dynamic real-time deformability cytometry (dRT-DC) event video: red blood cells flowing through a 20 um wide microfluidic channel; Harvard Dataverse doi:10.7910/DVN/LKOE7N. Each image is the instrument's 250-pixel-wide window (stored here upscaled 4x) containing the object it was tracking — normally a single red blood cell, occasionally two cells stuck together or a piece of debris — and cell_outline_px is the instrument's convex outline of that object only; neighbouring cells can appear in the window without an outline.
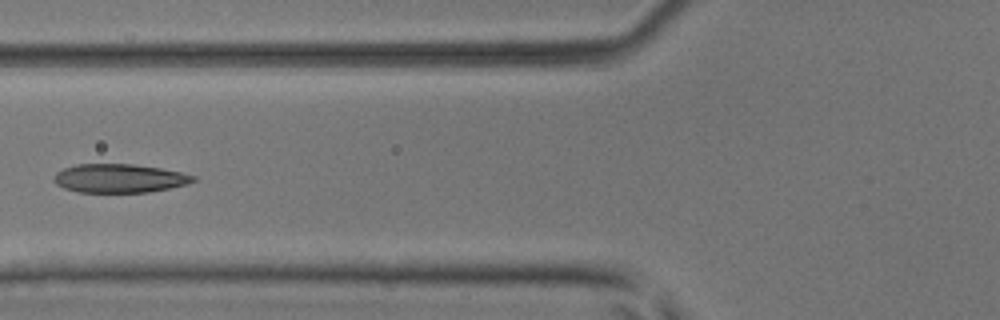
{"species": "common noctule bat (a hibernating species)", "species_latin": "Nyctalus noctula", "temperature_condition": "room temperature", "stored_images_in_passage": 6, "camera_frame_rate_fps": 3000, "um_per_image_px": 0.085, "animal": {"sex": "male", "body_mass_g": 17.9, "forearm_length_mm": 54.2}, "frame": {"image": 1, "passage_image": 6, "time_ms": 1.667, "image_size_px": [1000, 320], "cell_outline_px": [[196, 180], [188, 184], [148, 192], [80, 192], [64, 188], [56, 184], [52, 180], [56, 172], [64, 168], [76, 164], [132, 164], [160, 168], [180, 172], [196, 176]], "centroid_in_image_um": [10.13, 15.15], "position_along_channel_um": 115.7, "area_um2": 23.24}}